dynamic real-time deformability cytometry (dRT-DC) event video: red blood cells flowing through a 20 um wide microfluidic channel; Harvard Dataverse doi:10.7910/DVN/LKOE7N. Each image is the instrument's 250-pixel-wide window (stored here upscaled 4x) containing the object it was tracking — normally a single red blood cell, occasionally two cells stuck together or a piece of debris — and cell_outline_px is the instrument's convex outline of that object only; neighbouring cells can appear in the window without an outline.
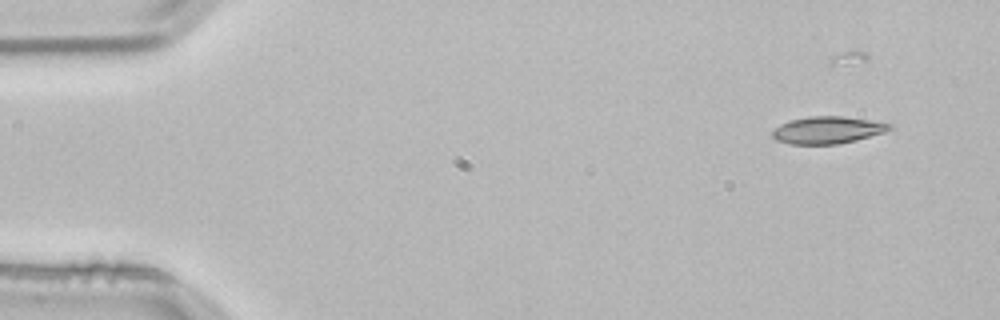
{"species": "common noctule bat (a hibernating species)", "species_latin": "Nyctalus noctula", "temperature_condition": "room temperature", "stored_images_in_passage": 3, "camera_frame_rate_fps": 3000, "um_per_image_px": 0.085, "animal": {"sex": "male", "body_mass_g": 21.5, "forearm_length_mm": 52.0}, "frame": {"image": 1, "passage_image": 1, "time_ms": 0.0, "image_size_px": [1000, 320], "cell_outline_px": [[892, 128], [884, 132], [856, 140], [840, 144], [788, 144], [776, 140], [772, 136], [772, 132], [780, 124], [788, 120], [808, 116], [844, 116], [892, 124]], "centroid_in_image_um": [70.31, 11.05], "position_along_channel_um": 14.7, "area_um2": 18.55}}